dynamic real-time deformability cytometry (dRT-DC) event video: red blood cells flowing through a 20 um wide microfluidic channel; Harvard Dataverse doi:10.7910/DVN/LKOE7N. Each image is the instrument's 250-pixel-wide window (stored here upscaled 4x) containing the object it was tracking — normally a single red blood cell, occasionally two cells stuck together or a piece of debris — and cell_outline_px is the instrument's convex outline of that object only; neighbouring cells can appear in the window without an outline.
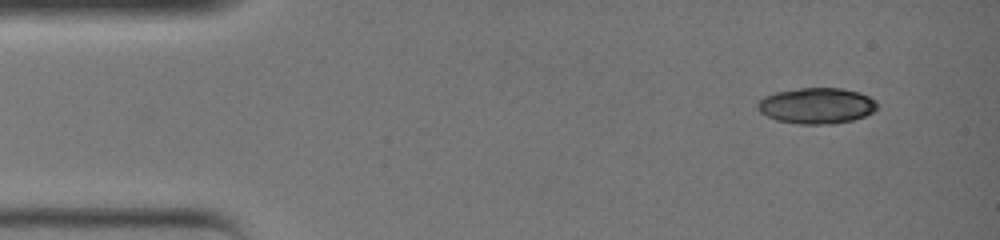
{"species": "common noctule bat (a hibernating species)", "species_latin": "Nyctalus noctula", "temperature_condition": "warm", "stored_images_in_passage": 3, "camera_frame_rate_fps": 3000, "um_per_image_px": 0.085, "animal": {"sex": "female", "body_mass_g": 19.0, "forearm_length_mm": 51.5}, "frame": {"image": 1, "passage_image": 1, "time_ms": 0.0, "image_size_px": [1000, 240], "cell_outline_px": [[876, 108], [872, 112], [864, 116], [852, 120], [832, 124], [800, 124], [776, 120], [760, 112], [756, 104], [764, 96], [776, 92], [800, 88], [840, 88], [860, 92], [876, 100]], "centroid_in_image_um": [69.41, 8.98], "position_along_channel_um": 15.6, "area_um2": 24.91}}